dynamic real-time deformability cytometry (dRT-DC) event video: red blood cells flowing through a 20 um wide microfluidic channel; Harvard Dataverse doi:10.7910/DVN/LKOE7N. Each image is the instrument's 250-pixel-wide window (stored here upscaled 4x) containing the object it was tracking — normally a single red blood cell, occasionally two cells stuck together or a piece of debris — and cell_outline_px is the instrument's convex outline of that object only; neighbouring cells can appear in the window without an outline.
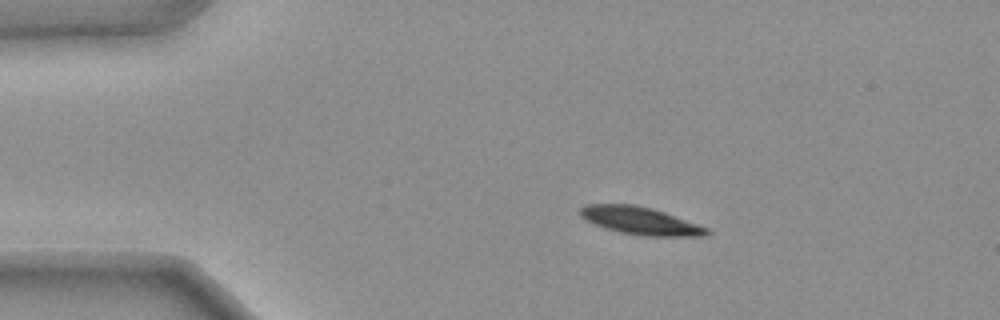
{"species": "common noctule bat (a hibernating species)", "species_latin": "Nyctalus noctula", "temperature_condition": "warm", "stored_images_in_passage": 37, "camera_frame_rate_fps": 3000, "um_per_image_px": 0.085, "animal": {"sex": "female", "body_mass_g": 25.1}, "frame": {"image": 1, "passage_image": 1, "time_ms": 0.0, "image_size_px": [1000, 320], "cell_outline_px": [[712, 232], [704, 236], [640, 236], [620, 232], [604, 228], [580, 216], [580, 208], [584, 204], [636, 204], [652, 208], [664, 212], [708, 228]], "centroid_in_image_um": [54.43, 18.76], "position_along_channel_um": 30.6, "area_um2": 20.35}}
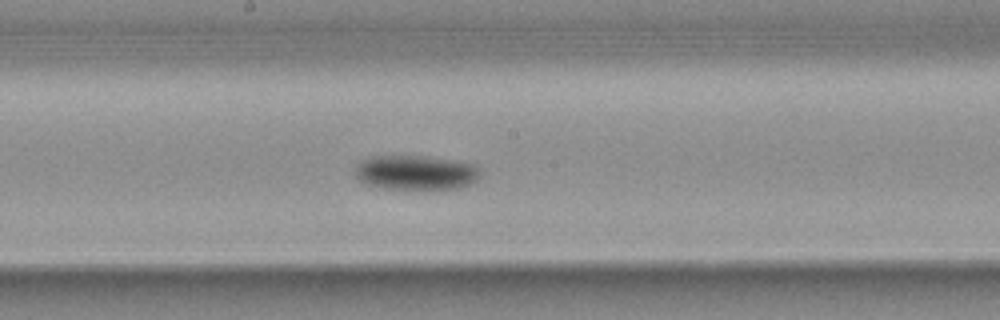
{"frame": {"image": 2, "passage_image": 20, "time_ms": 6.333, "image_size_px": [1000, 320], "cell_outline_px": [[480, 180], [460, 188], [380, 188], [368, 184], [360, 180], [356, 176], [356, 168], [364, 160], [372, 156], [424, 156], [476, 164], [480, 172]], "centroid_in_image_um": [35.4, 14.66], "position_along_channel_um": 212.8, "area_um2": 24.85}}
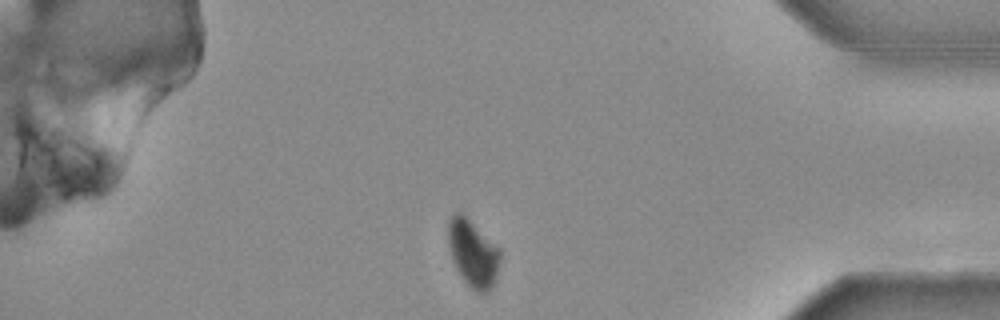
{"frame": {"image": 3, "passage_image": 37, "time_ms": 12.0, "image_size_px": [1000, 320], "cell_outline_px": [[500, 260], [496, 276], [488, 292], [476, 292], [460, 276], [452, 260], [448, 244], [448, 220], [456, 212], [460, 212], [500, 248]], "centroid_in_image_um": [40.18, 21.53], "position_along_channel_um": 395.0, "area_um2": 20.0}, "authors_computed_cell_mechanics": {"area_um2": 23.5824, "velocity_mm_per_s": 3.7084, "shape_relaxation_time_tau1_ms": 2.9144, "shape_relaxation_time_tau2_ms": null, "deformation_change_tau1": 0.1561, "deformation_change_tau2": null}}